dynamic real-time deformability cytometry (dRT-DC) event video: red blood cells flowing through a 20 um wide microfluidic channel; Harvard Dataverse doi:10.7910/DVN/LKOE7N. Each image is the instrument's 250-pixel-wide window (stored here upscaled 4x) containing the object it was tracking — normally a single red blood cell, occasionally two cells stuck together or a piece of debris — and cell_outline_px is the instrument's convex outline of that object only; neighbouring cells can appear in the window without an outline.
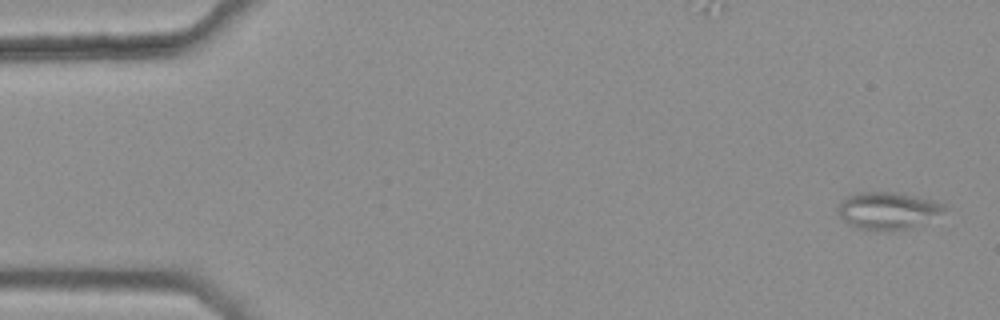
{"species": "common noctule bat (a hibernating species)", "species_latin": "Nyctalus noctula", "temperature_condition": "warm", "stored_images_in_passage": 6, "camera_frame_rate_fps": 3000, "um_per_image_px": 0.085, "animal": {"sex": "female", "body_mass_g": 25.1}, "frame": {"image": 1, "passage_image": 1, "time_ms": 0.0, "image_size_px": [1000, 320], "cell_outline_px": [[948, 208], [908, 228], [884, 232], [856, 228], [848, 224], [840, 216], [836, 208], [848, 196], [860, 192], [892, 192], [916, 196], [936, 200], [948, 204]], "centroid_in_image_um": [75.42, 17.9], "position_along_channel_um": 9.6, "area_um2": 22.83}}
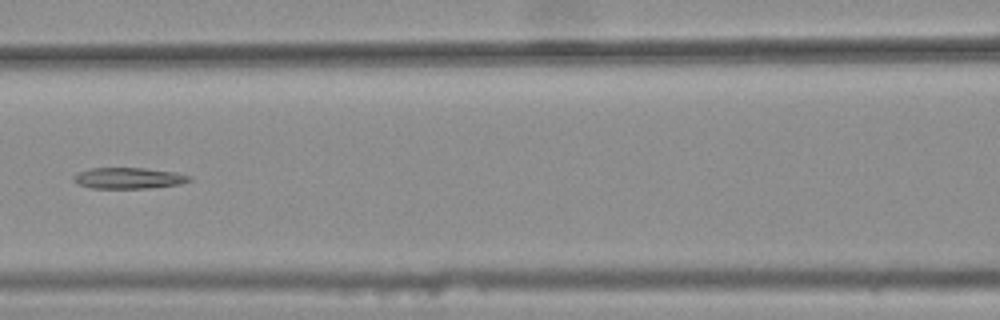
{"frame": {"image": 2, "passage_image": 6, "time_ms": 1.667, "image_size_px": [1000, 320], "cell_outline_px": [[192, 180], [180, 184], [148, 188], [92, 188], [76, 184], [72, 180], [72, 176], [80, 172], [92, 168], [144, 168], [176, 172], [192, 176]], "centroid_in_image_um": [10.93, 15.14], "position_along_channel_um": 155.7, "area_um2": 14.28}}